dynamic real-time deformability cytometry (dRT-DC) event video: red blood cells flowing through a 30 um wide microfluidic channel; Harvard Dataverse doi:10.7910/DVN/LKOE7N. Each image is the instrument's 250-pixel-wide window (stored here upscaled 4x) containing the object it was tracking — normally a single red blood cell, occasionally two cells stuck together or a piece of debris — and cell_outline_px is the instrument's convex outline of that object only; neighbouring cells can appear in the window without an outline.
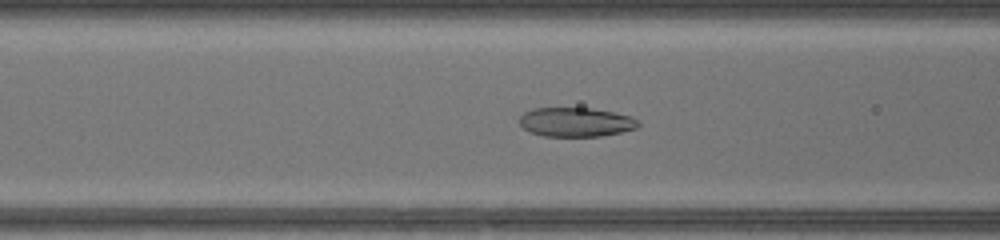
{"species": "common noctule bat (a hibernating species)", "species_latin": "Nyctalus noctula", "temperature_condition": "warm", "stored_images_in_passage": 48, "camera_frame_rate_fps": 3000, "um_per_image_px": 0.085, "animal": {"sex": "female", "body_mass_g": 17.0, "forearm_length_mm": 48.0}, "frame": {"image": 1, "passage_image": 20, "time_ms": 6.333, "image_size_px": [1000, 240], "cell_outline_px": [[640, 124], [636, 128], [620, 132], [600, 136], [544, 136], [532, 132], [524, 128], [520, 124], [520, 116], [524, 112], [532, 108], [592, 108], [632, 116], [640, 120]], "centroid_in_image_um": [48.97, 10.37], "position_along_channel_um": 117.6, "area_um2": 20.17}}
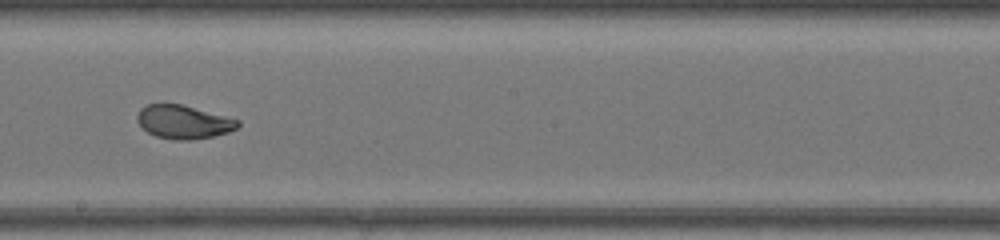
{"frame": {"image": 2, "passage_image": 28, "time_ms": 9.0, "image_size_px": [1000, 240], "cell_outline_px": [[240, 124], [236, 128], [228, 132], [212, 136], [192, 140], [176, 140], [156, 136], [148, 132], [136, 120], [136, 116], [140, 108], [148, 104], [180, 104], [240, 120]], "centroid_in_image_um": [15.58, 10.37], "position_along_channel_um": 232.6, "area_um2": 19.42}}
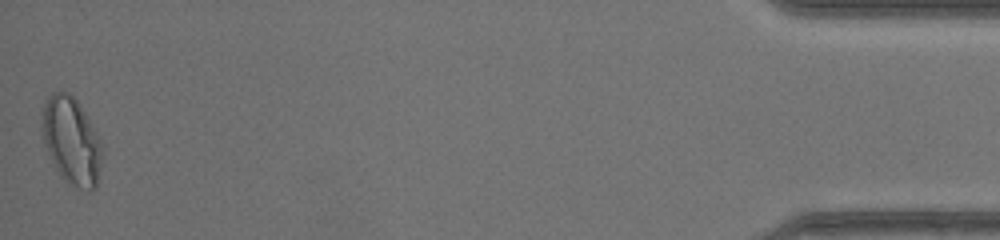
{"frame": {"image": 3, "passage_image": 48, "time_ms": 15.667, "image_size_px": [1000, 240], "cell_outline_px": [[100, 160], [96, 188], [92, 192], [88, 192], [64, 180], [60, 176], [44, 144], [40, 128], [44, 104], [48, 96], [52, 92], [68, 92], [76, 100], [84, 112], [96, 132], [100, 140]], "centroid_in_image_um": [6.03, 11.97], "position_along_channel_um": 429.2, "area_um2": 30.11}, "authors_computed_cell_mechanics": {"area_um2": 22.1663, "velocity_mm_per_s": 4.316, "shape_relaxation_time_tau1_ms": 4.9573, "shape_relaxation_time_tau2_ms": null, "deformation_change_tau1": 0.2052, "deformation_change_tau2": null}}